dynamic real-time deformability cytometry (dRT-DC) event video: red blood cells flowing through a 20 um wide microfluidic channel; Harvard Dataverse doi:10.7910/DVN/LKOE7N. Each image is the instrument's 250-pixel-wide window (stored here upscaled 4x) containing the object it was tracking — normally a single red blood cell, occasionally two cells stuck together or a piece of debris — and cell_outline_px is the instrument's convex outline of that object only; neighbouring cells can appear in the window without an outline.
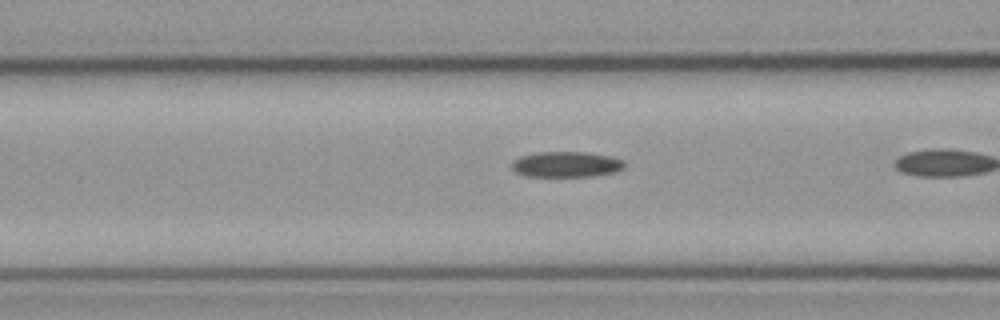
{"species": "common noctule bat (a hibernating species)", "species_latin": "Nyctalus noctula", "temperature_condition": "cold", "stored_images_in_passage": 20, "camera_frame_rate_fps": 3000, "um_per_image_px": 0.085, "animal": {"sex": "male", "body_mass_g": 23.1, "forearm_length_mm": 52.7}, "frame": {"image": 1, "passage_image": 18, "time_ms": 5.667, "image_size_px": [1000, 320], "cell_outline_px": [[624, 168], [616, 172], [592, 176], [524, 176], [516, 172], [512, 168], [512, 160], [520, 156], [540, 152], [584, 152], [612, 156], [624, 160]], "centroid_in_image_um": [48.14, 13.97], "position_along_channel_um": 118.5, "area_um2": 16.88}}